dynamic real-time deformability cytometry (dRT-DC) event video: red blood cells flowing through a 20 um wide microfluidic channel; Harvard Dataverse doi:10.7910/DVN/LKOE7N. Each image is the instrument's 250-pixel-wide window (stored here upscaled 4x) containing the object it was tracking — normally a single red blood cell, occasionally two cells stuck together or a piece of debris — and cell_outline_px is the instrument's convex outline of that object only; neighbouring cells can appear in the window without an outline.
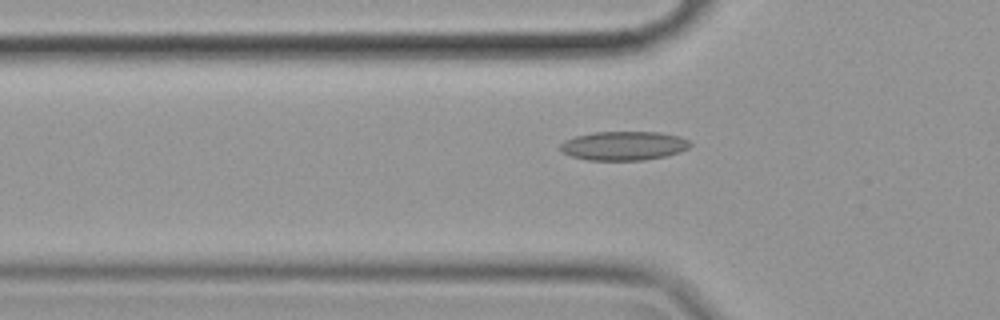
{"species": "common noctule bat (a hibernating species)", "species_latin": "Nyctalus noctula", "temperature_condition": "cold", "stored_images_in_passage": 41, "camera_frame_rate_fps": 3000, "um_per_image_px": 0.085, "animal": {"sex": "female", "body_mass_g": 19.9}, "frame": {"image": 1, "passage_image": 12, "time_ms": 3.667, "image_size_px": [1000, 320], "cell_outline_px": [[692, 144], [688, 148], [680, 152], [664, 156], [644, 160], [588, 160], [572, 156], [560, 152], [560, 144], [564, 140], [576, 136], [592, 132], [660, 132], [680, 136], [688, 140]], "centroid_in_image_um": [53.01, 12.38], "position_along_channel_um": 72.8, "area_um2": 22.02}}
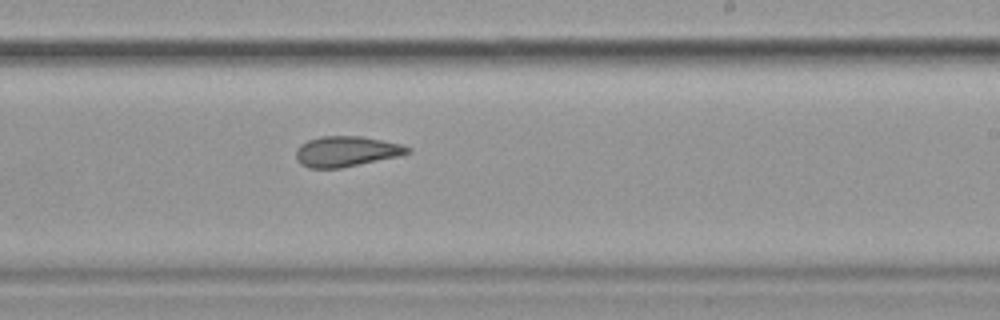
{"frame": {"image": 2, "passage_image": 28, "time_ms": 9.0, "image_size_px": [1000, 320], "cell_outline_px": [[412, 152], [400, 156], [340, 168], [308, 168], [300, 164], [296, 160], [296, 148], [300, 144], [308, 140], [320, 136], [364, 136], [404, 144], [412, 148]], "centroid_in_image_um": [29.47, 12.86], "position_along_channel_um": 259.5, "area_um2": 20.17}}
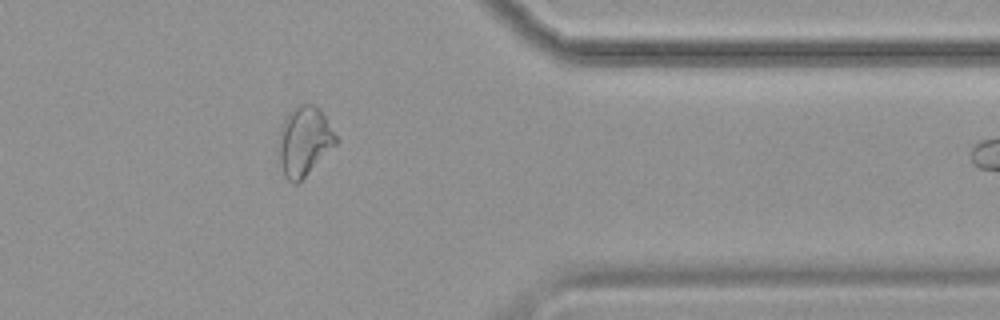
{"frame": {"image": 3, "passage_image": 40, "time_ms": 13.0, "image_size_px": [1000, 320], "cell_outline_px": [[336, 144], [296, 184], [292, 184], [284, 176], [280, 164], [276, 148], [280, 128], [288, 112], [296, 104], [312, 104], [320, 108], [336, 136]], "centroid_in_image_um": [25.8, 11.98], "position_along_channel_um": 385.6, "area_um2": 23.12}}